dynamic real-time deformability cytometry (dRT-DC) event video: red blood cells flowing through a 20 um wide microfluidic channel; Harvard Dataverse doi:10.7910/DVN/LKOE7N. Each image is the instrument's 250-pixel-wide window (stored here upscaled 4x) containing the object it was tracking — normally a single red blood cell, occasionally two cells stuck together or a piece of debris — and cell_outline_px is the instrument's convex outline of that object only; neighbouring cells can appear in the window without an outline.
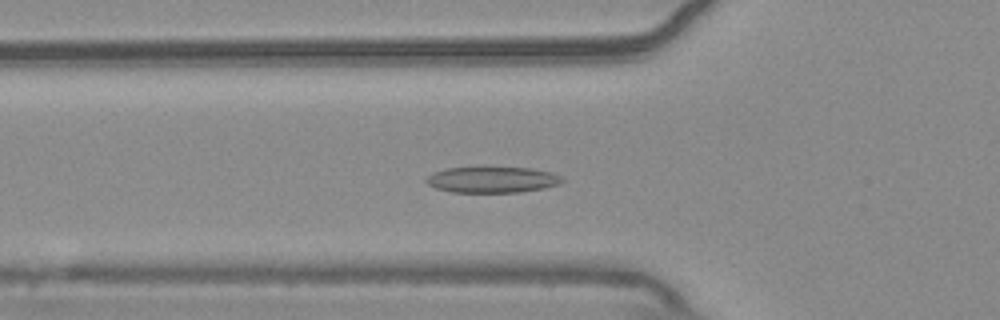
{"species": "common noctule bat (a hibernating species)", "species_latin": "Nyctalus noctula", "temperature_condition": "warm", "stored_images_in_passage": 54, "camera_frame_rate_fps": 3000, "um_per_image_px": 0.085, "animal": {"sex": "male", "body_mass_g": 20.4}, "frame": {"image": 1, "passage_image": 18, "time_ms": 5.667, "image_size_px": [1000, 320], "cell_outline_px": [[564, 180], [560, 184], [544, 188], [520, 192], [452, 192], [436, 188], [428, 184], [424, 180], [432, 172], [448, 168], [532, 168], [552, 172], [560, 176]], "centroid_in_image_um": [41.85, 15.28], "position_along_channel_um": 84.0, "area_um2": 20.46}}
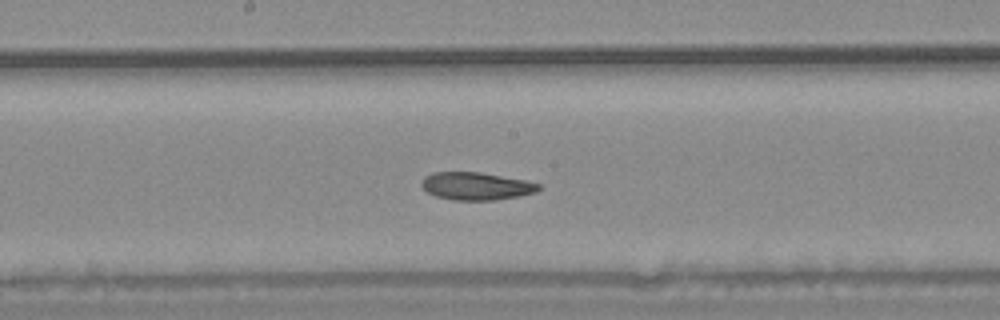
{"frame": {"image": 2, "passage_image": 28, "time_ms": 9.0, "image_size_px": [1000, 320], "cell_outline_px": [[540, 188], [536, 192], [520, 196], [492, 200], [452, 200], [436, 196], [428, 192], [420, 184], [424, 176], [432, 172], [480, 172], [524, 180], [540, 184]], "centroid_in_image_um": [40.45, 15.81], "position_along_channel_um": 207.7, "area_um2": 18.84}}
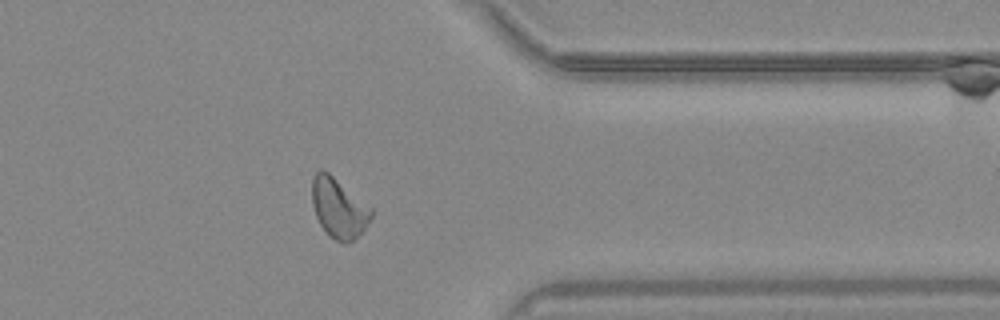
{"frame": {"image": 3, "passage_image": 43, "time_ms": 14.0, "image_size_px": [1000, 320], "cell_outline_px": [[372, 216], [368, 224], [352, 240], [344, 244], [336, 240], [320, 224], [316, 216], [312, 204], [312, 176], [320, 168], [328, 172], [372, 208]], "centroid_in_image_um": [28.77, 17.65], "position_along_channel_um": 382.6, "area_um2": 20.23}, "authors_computed_cell_mechanics": {"area_um2": 20.2589, "velocity_mm_per_s": 3.6873, "shape_relaxation_time_tau1_ms": 3.7222, "shape_relaxation_time_tau2_ms": 2.201, "deformation_change_tau1": 0.113, "deformation_change_tau2": 0.0781}}